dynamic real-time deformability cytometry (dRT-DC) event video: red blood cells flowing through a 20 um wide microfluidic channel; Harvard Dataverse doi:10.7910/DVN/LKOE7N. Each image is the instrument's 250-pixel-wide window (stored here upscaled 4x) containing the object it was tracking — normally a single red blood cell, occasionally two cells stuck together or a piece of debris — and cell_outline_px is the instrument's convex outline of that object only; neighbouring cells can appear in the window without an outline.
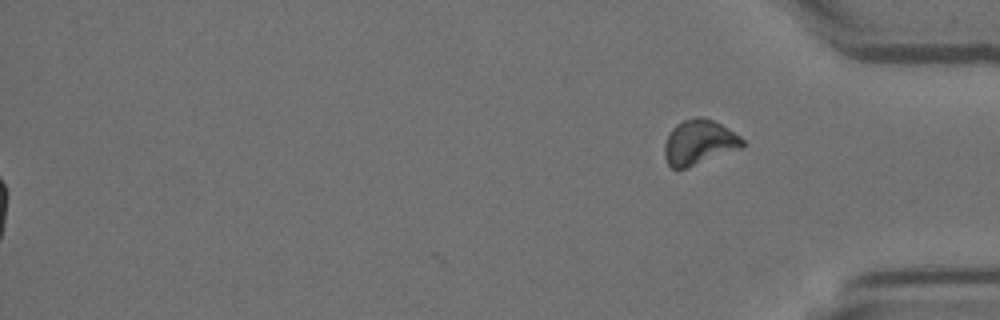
{"species": "Egyptian fruit bat (a non-hibernating species)", "species_latin": "Rousettus aegyptiacus", "temperature_condition": "room temperature", "stored_images_in_passage": 51, "segment_of_instrument_passage": [2, 2], "camera_frame_rate_fps": 3000, "um_per_image_px": 0.085, "animal": {"sex": "female"}, "frame": {"image": 1, "passage_image": 51, "time_ms": 16.667, "image_size_px": [1000, 320], "cell_outline_px": [[744, 144], [740, 148], [688, 168], [672, 168], [668, 164], [664, 156], [664, 144], [672, 128], [676, 124], [684, 120], [696, 116], [700, 116], [712, 120], [728, 128], [740, 136], [744, 140]], "centroid_in_image_um": [59.4, 12.1], "position_along_channel_um": 375.8, "area_um2": 20.29}}